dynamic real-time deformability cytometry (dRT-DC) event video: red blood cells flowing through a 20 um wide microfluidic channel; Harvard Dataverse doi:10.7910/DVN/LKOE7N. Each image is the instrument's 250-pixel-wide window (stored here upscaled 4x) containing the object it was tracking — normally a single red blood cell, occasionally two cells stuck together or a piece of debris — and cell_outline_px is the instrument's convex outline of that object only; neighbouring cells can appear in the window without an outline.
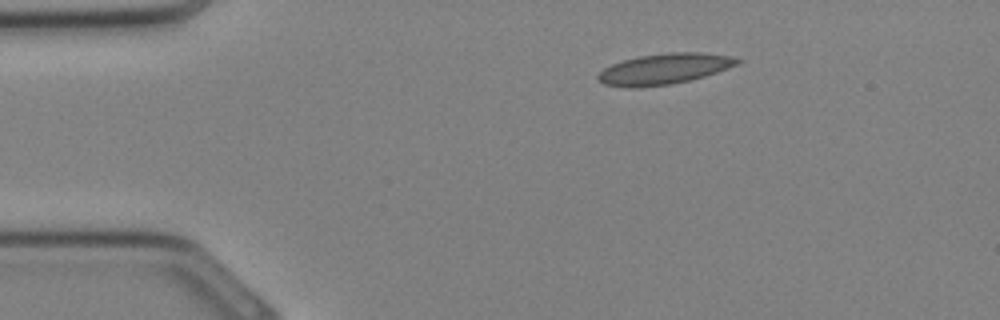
{"species": "Egyptian fruit bat (a non-hibernating species)", "species_latin": "Rousettus aegyptiacus", "temperature_condition": "cold", "stored_images_in_passage": 28, "camera_frame_rate_fps": 3000, "um_per_image_px": 0.085, "animal": {"sex": "female"}, "frame": {"image": 1, "passage_image": 1, "time_ms": 0.0, "image_size_px": [1000, 320], "cell_outline_px": [[744, 60], [740, 64], [704, 76], [672, 84], [640, 88], [628, 88], [604, 84], [596, 76], [604, 68], [612, 64], [624, 60], [640, 56], [668, 52], [700, 52], [732, 56]], "centroid_in_image_um": [56.49, 5.86], "position_along_channel_um": 28.5, "area_um2": 25.03}}
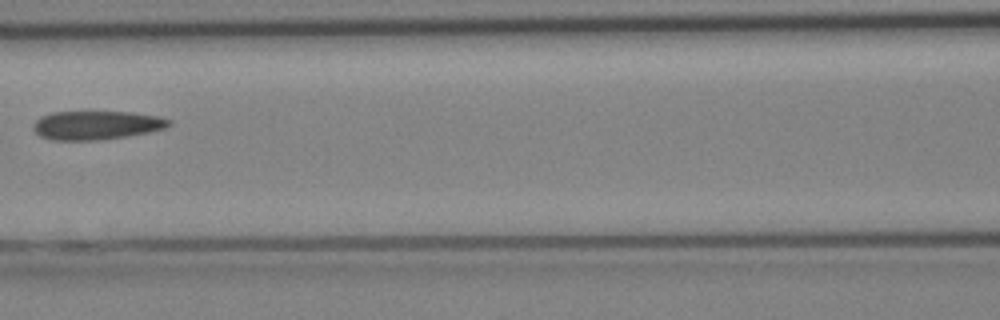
{"frame": {"image": 2, "passage_image": 10, "time_ms": 3.0, "image_size_px": [1000, 320], "cell_outline_px": [[172, 124], [164, 128], [148, 132], [124, 136], [96, 140], [52, 140], [40, 136], [32, 128], [36, 120], [40, 116], [52, 112], [132, 112], [160, 116], [172, 120]], "centroid_in_image_um": [8.2, 10.63], "position_along_channel_um": 158.4, "area_um2": 22.66}}
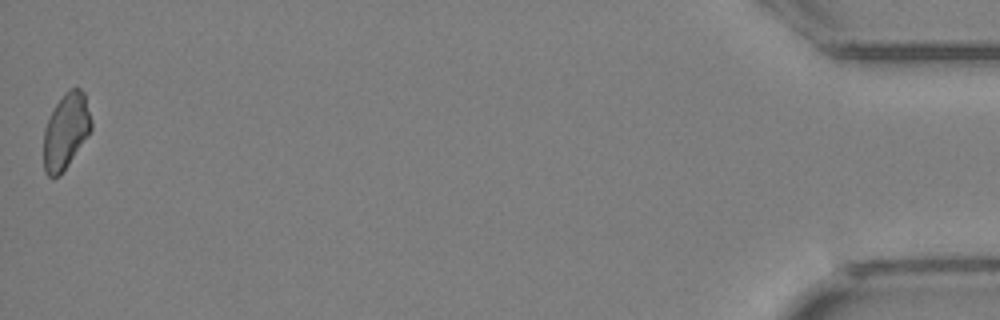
{"frame": {"image": 3, "passage_image": 28, "time_ms": 9.0, "image_size_px": [1000, 320], "cell_outline_px": [[92, 128], [60, 176], [48, 176], [44, 172], [44, 128], [56, 104], [64, 92], [68, 88], [76, 84], [84, 92], [92, 120]], "centroid_in_image_um": [5.6, 11.08], "position_along_channel_um": 429.6, "area_um2": 20.92}}